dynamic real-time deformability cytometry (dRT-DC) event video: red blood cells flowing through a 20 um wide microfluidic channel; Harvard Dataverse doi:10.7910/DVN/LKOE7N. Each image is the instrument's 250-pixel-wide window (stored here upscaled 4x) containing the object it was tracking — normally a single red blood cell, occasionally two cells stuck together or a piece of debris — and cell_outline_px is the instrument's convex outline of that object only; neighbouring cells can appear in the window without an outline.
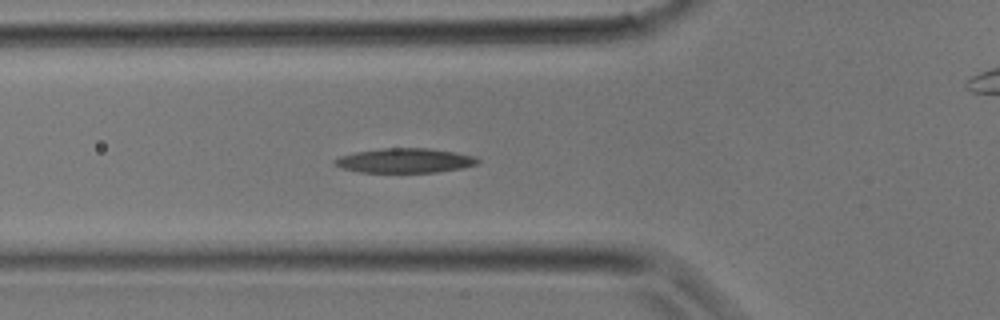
{"species": "common noctule bat (a hibernating species)", "species_latin": "Nyctalus noctula", "temperature_condition": "room temperature", "stored_images_in_passage": 25, "camera_frame_rate_fps": 3000, "um_per_image_px": 0.085, "animal": {"sex": "male", "body_mass_g": 17.9}, "frame": {"image": 1, "passage_image": 4, "time_ms": 1.0, "image_size_px": [1000, 320], "cell_outline_px": [[480, 160], [476, 164], [464, 168], [436, 172], [360, 172], [340, 168], [332, 164], [332, 160], [340, 156], [356, 152], [380, 148], [428, 148], [476, 156]], "centroid_in_image_um": [34.38, 13.65], "position_along_channel_um": 91.4, "area_um2": 20.52}}
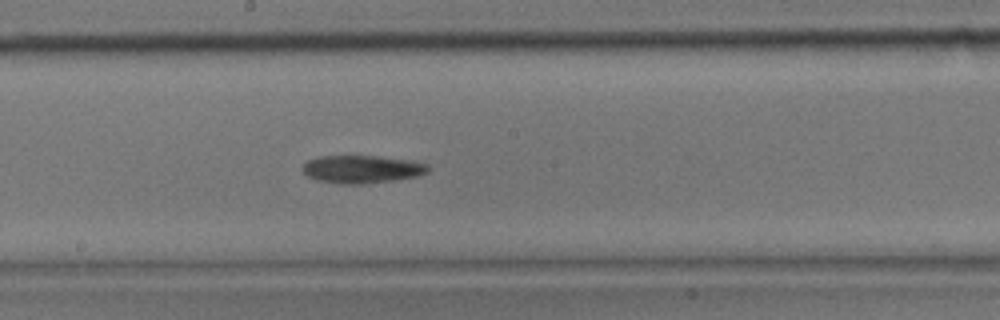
{"frame": {"image": 2, "passage_image": 10, "time_ms": 3.0, "image_size_px": [1000, 320], "cell_outline_px": [[432, 168], [428, 172], [420, 176], [396, 180], [364, 184], [344, 184], [316, 180], [308, 176], [300, 168], [308, 160], [316, 156], [376, 156], [412, 160], [428, 164]], "centroid_in_image_um": [30.81, 14.38], "position_along_channel_um": 217.4, "area_um2": 20.69}}
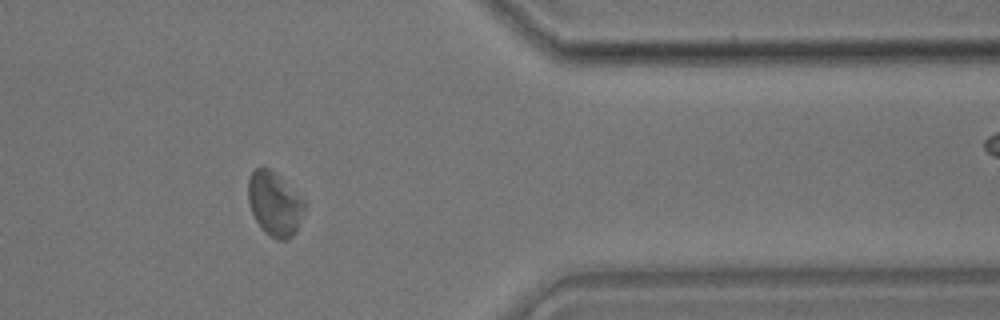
{"frame": {"image": 3, "passage_image": 19, "time_ms": 6.0, "image_size_px": [1000, 320], "cell_outline_px": [[304, 212], [292, 236], [284, 240], [276, 240], [264, 232], [256, 220], [252, 212], [248, 200], [248, 176], [256, 168], [268, 168], [304, 200]], "centroid_in_image_um": [23.3, 17.35], "position_along_channel_um": 388.1, "area_um2": 20.4}}